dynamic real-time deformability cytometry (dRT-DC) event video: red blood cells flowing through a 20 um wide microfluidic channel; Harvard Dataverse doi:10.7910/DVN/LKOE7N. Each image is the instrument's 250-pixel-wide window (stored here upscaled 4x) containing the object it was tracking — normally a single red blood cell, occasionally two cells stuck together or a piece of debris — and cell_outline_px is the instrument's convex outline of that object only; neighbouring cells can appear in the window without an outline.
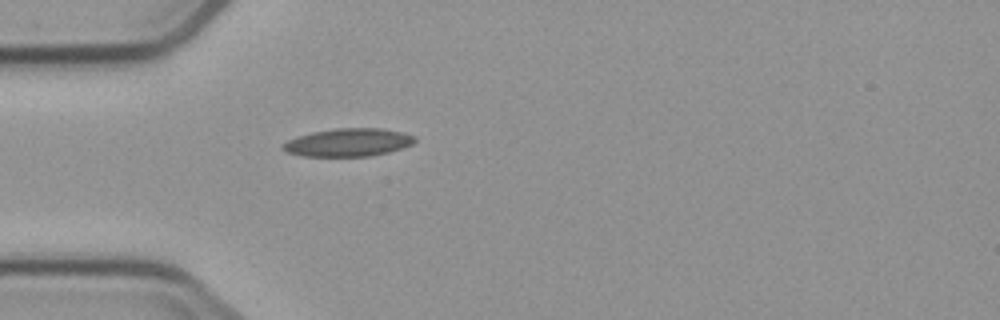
{"species": "common noctule bat (a hibernating species)", "species_latin": "Nyctalus noctula", "temperature_condition": "cold", "stored_images_in_passage": 5, "camera_frame_rate_fps": 3000, "um_per_image_px": 0.085, "animal": {"sex": "male", "body_mass_g": 23.1, "forearm_length_mm": 52.7}, "frame": {"image": 1, "passage_image": 5, "time_ms": 6.0, "image_size_px": [1000, 320], "cell_outline_px": [[416, 140], [412, 144], [388, 152], [368, 156], [300, 156], [288, 152], [280, 148], [280, 144], [296, 136], [312, 132], [336, 128], [380, 128], [404, 132], [416, 136]], "centroid_in_image_um": [29.57, 12.1], "position_along_channel_um": 55.4, "area_um2": 21.62}}